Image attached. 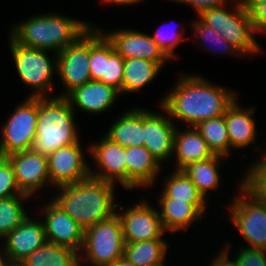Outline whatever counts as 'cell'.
Segmentation results:
<instances>
[{"label": "cell", "instance_id": "1", "mask_svg": "<svg viewBox=\"0 0 266 266\" xmlns=\"http://www.w3.org/2000/svg\"><path fill=\"white\" fill-rule=\"evenodd\" d=\"M177 83L160 100L163 108L173 120L190 126L225 115L226 109L237 98L236 92L219 84L210 83L198 74H181Z\"/></svg>", "mask_w": 266, "mask_h": 266}, {"label": "cell", "instance_id": "2", "mask_svg": "<svg viewBox=\"0 0 266 266\" xmlns=\"http://www.w3.org/2000/svg\"><path fill=\"white\" fill-rule=\"evenodd\" d=\"M115 185L89 176L80 182L53 189L56 196L51 199L85 230L116 214Z\"/></svg>", "mask_w": 266, "mask_h": 266}, {"label": "cell", "instance_id": "3", "mask_svg": "<svg viewBox=\"0 0 266 266\" xmlns=\"http://www.w3.org/2000/svg\"><path fill=\"white\" fill-rule=\"evenodd\" d=\"M56 13H41L11 24L10 36L25 47L57 54L74 43L93 25L85 20Z\"/></svg>", "mask_w": 266, "mask_h": 266}, {"label": "cell", "instance_id": "4", "mask_svg": "<svg viewBox=\"0 0 266 266\" xmlns=\"http://www.w3.org/2000/svg\"><path fill=\"white\" fill-rule=\"evenodd\" d=\"M75 112L65 96L38 97V123L32 150L48 156L58 148L78 143Z\"/></svg>", "mask_w": 266, "mask_h": 266}, {"label": "cell", "instance_id": "5", "mask_svg": "<svg viewBox=\"0 0 266 266\" xmlns=\"http://www.w3.org/2000/svg\"><path fill=\"white\" fill-rule=\"evenodd\" d=\"M229 7L227 9L224 5L202 10L196 17L221 34L243 57L258 55L263 50L254 38L256 32L245 0H234Z\"/></svg>", "mask_w": 266, "mask_h": 266}, {"label": "cell", "instance_id": "6", "mask_svg": "<svg viewBox=\"0 0 266 266\" xmlns=\"http://www.w3.org/2000/svg\"><path fill=\"white\" fill-rule=\"evenodd\" d=\"M9 50L21 82L32 88L29 97H50L53 93L54 75H57V54L50 58V51L25 47L11 36Z\"/></svg>", "mask_w": 266, "mask_h": 266}, {"label": "cell", "instance_id": "7", "mask_svg": "<svg viewBox=\"0 0 266 266\" xmlns=\"http://www.w3.org/2000/svg\"><path fill=\"white\" fill-rule=\"evenodd\" d=\"M124 246L122 224L116 213L84 230L83 245L79 252L80 266L87 263L89 266L111 265L123 256Z\"/></svg>", "mask_w": 266, "mask_h": 266}, {"label": "cell", "instance_id": "8", "mask_svg": "<svg viewBox=\"0 0 266 266\" xmlns=\"http://www.w3.org/2000/svg\"><path fill=\"white\" fill-rule=\"evenodd\" d=\"M238 187L240 194L232 196L227 210L234 223L232 225L248 242L245 247L266 250V203L258 200L241 183Z\"/></svg>", "mask_w": 266, "mask_h": 266}, {"label": "cell", "instance_id": "9", "mask_svg": "<svg viewBox=\"0 0 266 266\" xmlns=\"http://www.w3.org/2000/svg\"><path fill=\"white\" fill-rule=\"evenodd\" d=\"M0 131V154H11L32 149L38 123V97H29L15 106L13 113Z\"/></svg>", "mask_w": 266, "mask_h": 266}, {"label": "cell", "instance_id": "10", "mask_svg": "<svg viewBox=\"0 0 266 266\" xmlns=\"http://www.w3.org/2000/svg\"><path fill=\"white\" fill-rule=\"evenodd\" d=\"M90 28L74 43L57 53V76H59L63 93L66 96L74 88L91 80L90 68Z\"/></svg>", "mask_w": 266, "mask_h": 266}, {"label": "cell", "instance_id": "11", "mask_svg": "<svg viewBox=\"0 0 266 266\" xmlns=\"http://www.w3.org/2000/svg\"><path fill=\"white\" fill-rule=\"evenodd\" d=\"M146 200H139L130 207H120L116 213L120 218L125 243L162 239L166 231L162 225L158 210Z\"/></svg>", "mask_w": 266, "mask_h": 266}, {"label": "cell", "instance_id": "12", "mask_svg": "<svg viewBox=\"0 0 266 266\" xmlns=\"http://www.w3.org/2000/svg\"><path fill=\"white\" fill-rule=\"evenodd\" d=\"M84 155L80 141L49 154L47 158L51 187L56 189L87 179L91 166Z\"/></svg>", "mask_w": 266, "mask_h": 266}, {"label": "cell", "instance_id": "13", "mask_svg": "<svg viewBox=\"0 0 266 266\" xmlns=\"http://www.w3.org/2000/svg\"><path fill=\"white\" fill-rule=\"evenodd\" d=\"M88 153L94 159L95 171L90 168V176L100 181L121 185L127 190L126 148L113 143L105 135L88 147Z\"/></svg>", "mask_w": 266, "mask_h": 266}, {"label": "cell", "instance_id": "14", "mask_svg": "<svg viewBox=\"0 0 266 266\" xmlns=\"http://www.w3.org/2000/svg\"><path fill=\"white\" fill-rule=\"evenodd\" d=\"M6 158L12 164L18 188L23 194L32 197L45 186L52 189L46 155L30 149L11 154Z\"/></svg>", "mask_w": 266, "mask_h": 266}, {"label": "cell", "instance_id": "15", "mask_svg": "<svg viewBox=\"0 0 266 266\" xmlns=\"http://www.w3.org/2000/svg\"><path fill=\"white\" fill-rule=\"evenodd\" d=\"M45 203L41 211L45 216L42 222L46 240L79 253L83 245L84 229L52 199Z\"/></svg>", "mask_w": 266, "mask_h": 266}, {"label": "cell", "instance_id": "16", "mask_svg": "<svg viewBox=\"0 0 266 266\" xmlns=\"http://www.w3.org/2000/svg\"><path fill=\"white\" fill-rule=\"evenodd\" d=\"M165 115L143 107V141L157 162L162 166L172 159L174 134L177 126L168 113ZM171 157V158H170ZM165 161V162H164Z\"/></svg>", "mask_w": 266, "mask_h": 266}, {"label": "cell", "instance_id": "17", "mask_svg": "<svg viewBox=\"0 0 266 266\" xmlns=\"http://www.w3.org/2000/svg\"><path fill=\"white\" fill-rule=\"evenodd\" d=\"M115 51L124 59L139 58L157 62L163 67L170 58L156 44L151 35L134 29L104 31Z\"/></svg>", "mask_w": 266, "mask_h": 266}, {"label": "cell", "instance_id": "18", "mask_svg": "<svg viewBox=\"0 0 266 266\" xmlns=\"http://www.w3.org/2000/svg\"><path fill=\"white\" fill-rule=\"evenodd\" d=\"M120 95L117 88L100 81L90 80L74 88L65 97L74 111L79 108L90 115H99L108 111Z\"/></svg>", "mask_w": 266, "mask_h": 266}, {"label": "cell", "instance_id": "19", "mask_svg": "<svg viewBox=\"0 0 266 266\" xmlns=\"http://www.w3.org/2000/svg\"><path fill=\"white\" fill-rule=\"evenodd\" d=\"M35 219L28 215L3 238L9 260L23 261L47 241L42 220Z\"/></svg>", "mask_w": 266, "mask_h": 266}, {"label": "cell", "instance_id": "20", "mask_svg": "<svg viewBox=\"0 0 266 266\" xmlns=\"http://www.w3.org/2000/svg\"><path fill=\"white\" fill-rule=\"evenodd\" d=\"M127 190L152 187L159 176L161 165L145 146L126 148Z\"/></svg>", "mask_w": 266, "mask_h": 266}, {"label": "cell", "instance_id": "21", "mask_svg": "<svg viewBox=\"0 0 266 266\" xmlns=\"http://www.w3.org/2000/svg\"><path fill=\"white\" fill-rule=\"evenodd\" d=\"M238 103L237 98L226 109L225 122L227 126V132L230 140L231 148L242 149L251 143H255L257 138L256 120L253 118L255 112L253 107L243 108Z\"/></svg>", "mask_w": 266, "mask_h": 266}, {"label": "cell", "instance_id": "22", "mask_svg": "<svg viewBox=\"0 0 266 266\" xmlns=\"http://www.w3.org/2000/svg\"><path fill=\"white\" fill-rule=\"evenodd\" d=\"M213 156V152L195 126L189 128L186 125V129L184 128L182 131L179 127L176 128L172 156L176 160L175 170H182L192 162L205 160Z\"/></svg>", "mask_w": 266, "mask_h": 266}, {"label": "cell", "instance_id": "23", "mask_svg": "<svg viewBox=\"0 0 266 266\" xmlns=\"http://www.w3.org/2000/svg\"><path fill=\"white\" fill-rule=\"evenodd\" d=\"M159 216L166 232L186 231L192 222H201L204 214L192 203L171 198H158ZM203 215V216H202Z\"/></svg>", "mask_w": 266, "mask_h": 266}, {"label": "cell", "instance_id": "24", "mask_svg": "<svg viewBox=\"0 0 266 266\" xmlns=\"http://www.w3.org/2000/svg\"><path fill=\"white\" fill-rule=\"evenodd\" d=\"M107 131L104 135L124 148L144 146L143 107H133L122 113Z\"/></svg>", "mask_w": 266, "mask_h": 266}, {"label": "cell", "instance_id": "25", "mask_svg": "<svg viewBox=\"0 0 266 266\" xmlns=\"http://www.w3.org/2000/svg\"><path fill=\"white\" fill-rule=\"evenodd\" d=\"M164 186L159 198H171L194 204L206 215L208 200L198 191L197 187L183 170H173L168 178H164Z\"/></svg>", "mask_w": 266, "mask_h": 266}, {"label": "cell", "instance_id": "26", "mask_svg": "<svg viewBox=\"0 0 266 266\" xmlns=\"http://www.w3.org/2000/svg\"><path fill=\"white\" fill-rule=\"evenodd\" d=\"M224 159L227 158L214 155L205 160L192 162L182 169L206 200L210 195L209 191L217 190L221 184L219 167L221 160Z\"/></svg>", "mask_w": 266, "mask_h": 266}, {"label": "cell", "instance_id": "27", "mask_svg": "<svg viewBox=\"0 0 266 266\" xmlns=\"http://www.w3.org/2000/svg\"><path fill=\"white\" fill-rule=\"evenodd\" d=\"M161 68L157 62L147 59H124L122 94L141 91L148 83L153 82Z\"/></svg>", "mask_w": 266, "mask_h": 266}, {"label": "cell", "instance_id": "28", "mask_svg": "<svg viewBox=\"0 0 266 266\" xmlns=\"http://www.w3.org/2000/svg\"><path fill=\"white\" fill-rule=\"evenodd\" d=\"M167 240L153 239L148 241L125 243V256L134 266H160L167 257Z\"/></svg>", "mask_w": 266, "mask_h": 266}, {"label": "cell", "instance_id": "29", "mask_svg": "<svg viewBox=\"0 0 266 266\" xmlns=\"http://www.w3.org/2000/svg\"><path fill=\"white\" fill-rule=\"evenodd\" d=\"M22 262L24 266H80L78 252L48 241Z\"/></svg>", "mask_w": 266, "mask_h": 266}, {"label": "cell", "instance_id": "30", "mask_svg": "<svg viewBox=\"0 0 266 266\" xmlns=\"http://www.w3.org/2000/svg\"><path fill=\"white\" fill-rule=\"evenodd\" d=\"M195 127L214 155L228 158L231 153L225 115L202 121Z\"/></svg>", "mask_w": 266, "mask_h": 266}, {"label": "cell", "instance_id": "31", "mask_svg": "<svg viewBox=\"0 0 266 266\" xmlns=\"http://www.w3.org/2000/svg\"><path fill=\"white\" fill-rule=\"evenodd\" d=\"M30 196H14L0 199V240L17 228L28 216L23 207ZM24 202V203H23Z\"/></svg>", "mask_w": 266, "mask_h": 266}, {"label": "cell", "instance_id": "32", "mask_svg": "<svg viewBox=\"0 0 266 266\" xmlns=\"http://www.w3.org/2000/svg\"><path fill=\"white\" fill-rule=\"evenodd\" d=\"M191 27H192L191 30H193L194 34L193 36L196 39L201 40V42L199 41L197 44H199V46L204 50L205 49L208 50L210 48L209 51L210 50L215 51L217 52V54L218 52L221 53L226 52V54L228 53L227 55L233 54L232 56H239L241 58L243 57V55L232 44H230L221 34H219L211 27L207 26L206 24L202 23L199 19L198 20L195 19Z\"/></svg>", "mask_w": 266, "mask_h": 266}, {"label": "cell", "instance_id": "33", "mask_svg": "<svg viewBox=\"0 0 266 266\" xmlns=\"http://www.w3.org/2000/svg\"><path fill=\"white\" fill-rule=\"evenodd\" d=\"M124 58L118 54L113 44L104 35V67L100 82L117 88L122 94Z\"/></svg>", "mask_w": 266, "mask_h": 266}, {"label": "cell", "instance_id": "34", "mask_svg": "<svg viewBox=\"0 0 266 266\" xmlns=\"http://www.w3.org/2000/svg\"><path fill=\"white\" fill-rule=\"evenodd\" d=\"M262 152L261 159L252 162L246 176L241 179V185L258 200L266 203V155Z\"/></svg>", "mask_w": 266, "mask_h": 266}, {"label": "cell", "instance_id": "35", "mask_svg": "<svg viewBox=\"0 0 266 266\" xmlns=\"http://www.w3.org/2000/svg\"><path fill=\"white\" fill-rule=\"evenodd\" d=\"M104 67V34L95 24L90 27V60L91 80L99 81Z\"/></svg>", "mask_w": 266, "mask_h": 266}, {"label": "cell", "instance_id": "36", "mask_svg": "<svg viewBox=\"0 0 266 266\" xmlns=\"http://www.w3.org/2000/svg\"><path fill=\"white\" fill-rule=\"evenodd\" d=\"M167 32L168 30L164 31L158 27V29L154 32L153 35H151V37L156 42V44L164 51V53L171 60H174L178 58L177 54H175V51H174L175 48L179 45V43L180 45H182V42L185 40V37H184L185 30H182V31L177 30L175 32V29H174L172 32L171 30L170 32L168 33Z\"/></svg>", "mask_w": 266, "mask_h": 266}, {"label": "cell", "instance_id": "37", "mask_svg": "<svg viewBox=\"0 0 266 266\" xmlns=\"http://www.w3.org/2000/svg\"><path fill=\"white\" fill-rule=\"evenodd\" d=\"M14 196L28 195L23 194L19 190L12 164L6 157H4L0 161V199Z\"/></svg>", "mask_w": 266, "mask_h": 266}, {"label": "cell", "instance_id": "38", "mask_svg": "<svg viewBox=\"0 0 266 266\" xmlns=\"http://www.w3.org/2000/svg\"><path fill=\"white\" fill-rule=\"evenodd\" d=\"M235 258L239 266H266V250L238 246Z\"/></svg>", "mask_w": 266, "mask_h": 266}, {"label": "cell", "instance_id": "39", "mask_svg": "<svg viewBox=\"0 0 266 266\" xmlns=\"http://www.w3.org/2000/svg\"><path fill=\"white\" fill-rule=\"evenodd\" d=\"M251 20L258 34H266V0H245ZM264 33V34H263Z\"/></svg>", "mask_w": 266, "mask_h": 266}, {"label": "cell", "instance_id": "40", "mask_svg": "<svg viewBox=\"0 0 266 266\" xmlns=\"http://www.w3.org/2000/svg\"><path fill=\"white\" fill-rule=\"evenodd\" d=\"M172 1L174 3H183L185 5L187 4L188 6H191V8H193L198 15L202 10L210 9L213 7H220L226 4L229 6V3L234 0H171V2Z\"/></svg>", "mask_w": 266, "mask_h": 266}, {"label": "cell", "instance_id": "41", "mask_svg": "<svg viewBox=\"0 0 266 266\" xmlns=\"http://www.w3.org/2000/svg\"><path fill=\"white\" fill-rule=\"evenodd\" d=\"M230 243L226 245L222 250L219 251V254L217 253L216 257L214 256L212 260V264L210 266H239L236 258L231 259L229 257V248Z\"/></svg>", "mask_w": 266, "mask_h": 266}, {"label": "cell", "instance_id": "42", "mask_svg": "<svg viewBox=\"0 0 266 266\" xmlns=\"http://www.w3.org/2000/svg\"><path fill=\"white\" fill-rule=\"evenodd\" d=\"M105 4L106 3H110V4H115L117 6H123L124 5H134V4H138V3H142L144 0H102Z\"/></svg>", "mask_w": 266, "mask_h": 266}, {"label": "cell", "instance_id": "43", "mask_svg": "<svg viewBox=\"0 0 266 266\" xmlns=\"http://www.w3.org/2000/svg\"><path fill=\"white\" fill-rule=\"evenodd\" d=\"M108 266H134L125 256L117 259L113 264Z\"/></svg>", "mask_w": 266, "mask_h": 266}, {"label": "cell", "instance_id": "44", "mask_svg": "<svg viewBox=\"0 0 266 266\" xmlns=\"http://www.w3.org/2000/svg\"><path fill=\"white\" fill-rule=\"evenodd\" d=\"M4 248L0 251V266H5L7 262L9 261L7 251L5 249V245L3 244Z\"/></svg>", "mask_w": 266, "mask_h": 266}, {"label": "cell", "instance_id": "45", "mask_svg": "<svg viewBox=\"0 0 266 266\" xmlns=\"http://www.w3.org/2000/svg\"><path fill=\"white\" fill-rule=\"evenodd\" d=\"M5 266H24L22 261L9 260Z\"/></svg>", "mask_w": 266, "mask_h": 266}, {"label": "cell", "instance_id": "46", "mask_svg": "<svg viewBox=\"0 0 266 266\" xmlns=\"http://www.w3.org/2000/svg\"><path fill=\"white\" fill-rule=\"evenodd\" d=\"M4 157L0 154V161L3 159Z\"/></svg>", "mask_w": 266, "mask_h": 266}]
</instances>
